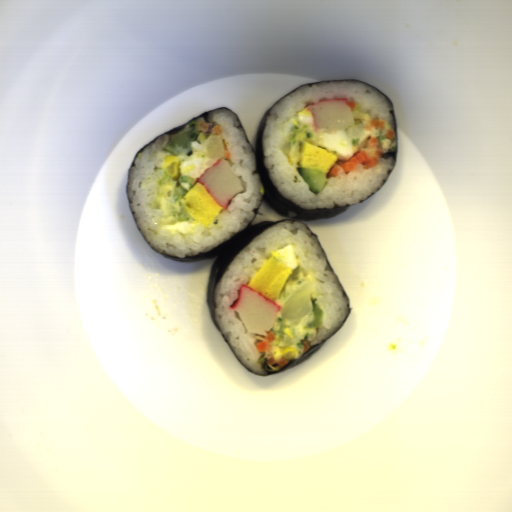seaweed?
<instances>
[{
  "label": "seaweed",
  "mask_w": 512,
  "mask_h": 512,
  "mask_svg": "<svg viewBox=\"0 0 512 512\" xmlns=\"http://www.w3.org/2000/svg\"><path fill=\"white\" fill-rule=\"evenodd\" d=\"M342 80L343 81H359L365 85H368V86L372 87L373 89H375L376 91H378L379 93H381L382 95H384L387 98V100L391 103L392 110H390V113H391V119H392V126H393V129H394L396 135L392 140H389L388 138H386L383 141H379V145L382 149H384L383 156L381 158H387L389 156L394 157V160H395L394 167H393V170H394V168L396 166V162H397V156H398V126H397L396 111H395V107H394L392 100L383 91H381L380 89H378L377 87L368 83L365 80L331 79V80L317 81V82L308 83V84L310 86H312L313 84L322 83V82H326V81H342ZM308 84H304L301 86H305ZM301 86L295 87L294 89H292L287 94H285L284 96L279 98L276 102H274L271 106H269L266 109V111L264 112L263 116L261 117V119L259 121L256 133H255L254 146H253L238 114L226 106H219V107L207 110V111L195 116L187 123H184L182 125L174 127L172 129H169L166 132L159 135L158 137L151 140L148 144H146L141 150H139L136 153L134 159L132 160V162L130 164L127 179H126L127 201L130 204V203H132L129 199V192H128V181H129L130 170L132 167H136L134 161L137 158V156L145 148H147L148 146L153 144L155 141H157L164 135L169 136V135L177 134L185 126L191 125V123H193V122L196 125L197 120L201 119V117L205 116L206 114H208L210 112L217 111L220 109H227L230 112H232L233 115L235 116L236 120L240 124V126H241L251 148H252V151H253V154H254V157L256 160L255 170L252 174L259 175L260 182L262 185V190H263L262 199H261V202H260L258 208L251 211L252 213L255 214V216L245 229H243L239 233L235 234L234 236L230 237L229 239L225 240L224 242L220 243L219 245H217L216 247H214L207 253H200L195 256H186L184 258H176V257H172L164 252L158 253L155 249H153L149 245V243L147 242L145 237L142 235V233L140 232V230L137 226V220H135V218H134V215L136 212L130 211L132 220H133L139 234L141 235L143 241L152 250H154L161 256H163L169 260H173V261H177V262H181V263H185V264L210 260V259H213L216 257V259L211 264L210 271L207 275V305H208L210 316H211L218 332L220 333V335L223 338V340L225 341L226 345L229 347V349L232 351V353L234 355H235V353L232 350L231 346L229 345L228 341L226 340L225 336L223 335L222 331L220 330V328L215 320V314H214V309L216 307L215 289H216L222 275L224 274L226 268L229 266V264L232 262V260L243 250V248L253 238H255L256 236H258L259 234H261L262 232H264L265 230H267L268 228H270L273 225H276L280 222H284V221H288V220L306 224L302 221H313L314 222V221L332 218L335 216H339L340 214H342L349 208L353 207V206L339 207L338 205H335V208H332V209H316L315 211L314 210H304L301 207H299V206L295 205L294 203L288 201L287 199L283 198L282 195L280 194V192L277 190V188L274 186V184L269 179V172H268L267 168L263 165L264 154H263V148H262L263 133H264V126H265L266 118H267L271 108L274 105H276L279 101H281L283 98H285L286 96H288L289 94H291L292 92H294L295 90L300 88ZM393 170H388L389 176H388L387 180L385 181L384 185L381 186L378 190H376L368 199H370L371 197L376 195L387 184ZM368 199L364 200L363 202L367 201ZM356 205H358V204H356ZM356 205H354V206H356ZM314 234L317 237L318 241L320 242V244L325 252V249L320 241L319 235L317 233H314ZM325 254H326V252H325ZM326 256H327V254H326ZM327 259H328V257H327ZM328 261H329V259H328ZM334 273H335L337 279L339 280V277L335 271H334ZM339 282H340V280H339ZM340 284H341V282H340ZM341 286H342V284H341ZM346 295H347V293H346ZM347 298H348V302H349V312H348V316H347L345 322L340 327V329L338 331H336L334 334H332L329 338H327L322 343L310 346V349L308 350L307 353H304V351L298 352L296 357L293 358L292 360H290L289 364L287 366H285L284 368L279 367L277 364H273L272 366L267 365V363H266L267 361L264 358H261L260 363L268 374L260 375L253 371H250L248 368H246L242 364V362L238 359V357L236 355H235V357L238 359V361L242 364V366L245 369H247L248 371H250L251 373H253L259 377H267V376L277 374V373H280V372H283V371H286L288 369L298 366L299 364L305 362L306 360L311 358L314 354H316L334 335H336L339 331H341L343 329V327L345 326V324L347 323V321L350 317L351 310H352L350 298L348 295H347Z\"/></svg>",
  "instance_id": "1"
}]
</instances>
